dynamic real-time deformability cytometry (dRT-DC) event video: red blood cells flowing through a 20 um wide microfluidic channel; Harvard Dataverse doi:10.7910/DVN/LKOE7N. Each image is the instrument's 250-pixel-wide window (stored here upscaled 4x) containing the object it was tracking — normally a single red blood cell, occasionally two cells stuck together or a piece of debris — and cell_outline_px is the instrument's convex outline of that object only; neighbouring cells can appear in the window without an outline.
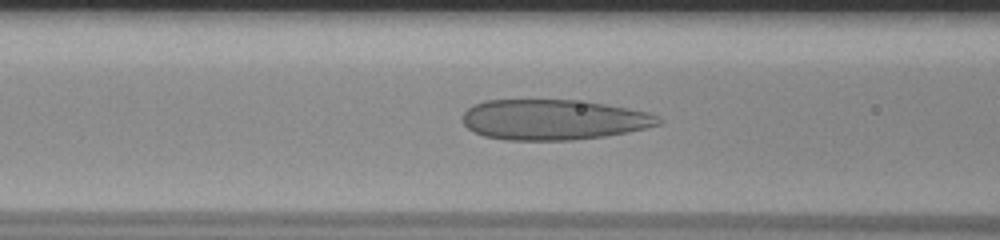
{"species": "human", "species_latin": "Homo sapiens", "temperature_condition": "room temperature", "stored_images_in_passage": 33, "camera_frame_rate_fps": 3000, "um_per_image_px": 0.085, "donor": {"sex": "male"}, "frame": {"image": 1, "passage_image": 7, "time_ms": 2.0, "image_size_px": [1000, 240], "cell_outline_px": [[660, 124], [644, 128], [604, 136], [572, 140], [508, 140], [484, 136], [468, 128], [464, 124], [464, 112], [468, 108], [484, 100], [572, 100], [604, 104], [628, 108], [648, 112], [656, 116], [660, 120]], "centroid_in_image_um": [47.01, 10.17], "position_along_channel_um": 119.6, "area_um2": 45.55}}
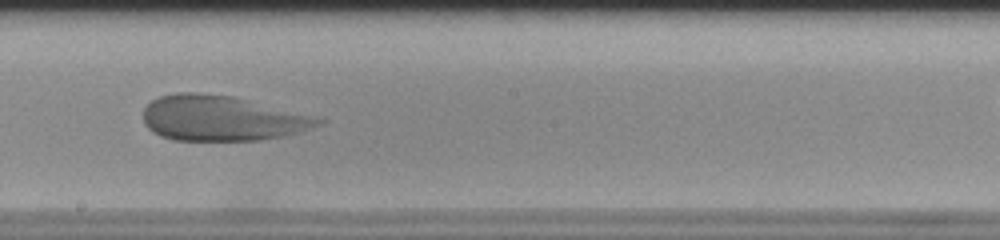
{"frame": {"image": 2, "passage_image": 16, "time_ms": 5.0, "image_size_px": [1000, 240], "cell_outline_px": [[328, 120], [324, 124], [312, 128], [280, 136], [260, 140], [172, 140], [160, 136], [152, 132], [144, 124], [144, 108], [152, 100], [160, 96], [176, 92], [196, 92], [232, 96], [324, 116]], "centroid_in_image_um": [18.94, 10.04], "position_along_channel_um": 229.3, "area_um2": 46.88}}
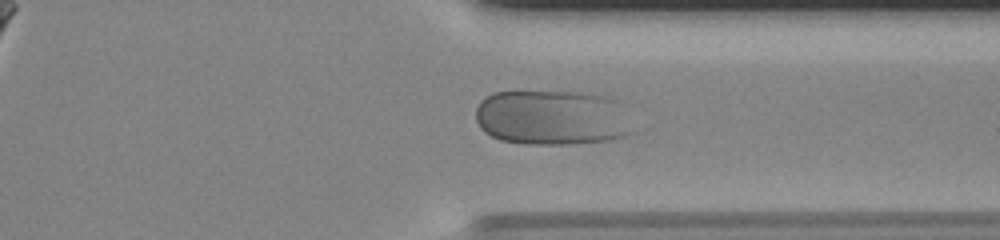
{"frame": {"image": 3, "passage_image": 27, "time_ms": 8.667, "image_size_px": [1000, 240], "cell_outline_px": [[628, 132], [620, 136], [608, 140], [572, 144], [528, 144], [500, 140], [484, 132], [480, 128], [476, 120], [476, 108], [480, 100], [484, 96], [492, 92], [572, 92], [600, 96], [616, 100]], "centroid_in_image_um": [46.73, 10.0], "position_along_channel_um": 364.7, "area_um2": 49.36}}